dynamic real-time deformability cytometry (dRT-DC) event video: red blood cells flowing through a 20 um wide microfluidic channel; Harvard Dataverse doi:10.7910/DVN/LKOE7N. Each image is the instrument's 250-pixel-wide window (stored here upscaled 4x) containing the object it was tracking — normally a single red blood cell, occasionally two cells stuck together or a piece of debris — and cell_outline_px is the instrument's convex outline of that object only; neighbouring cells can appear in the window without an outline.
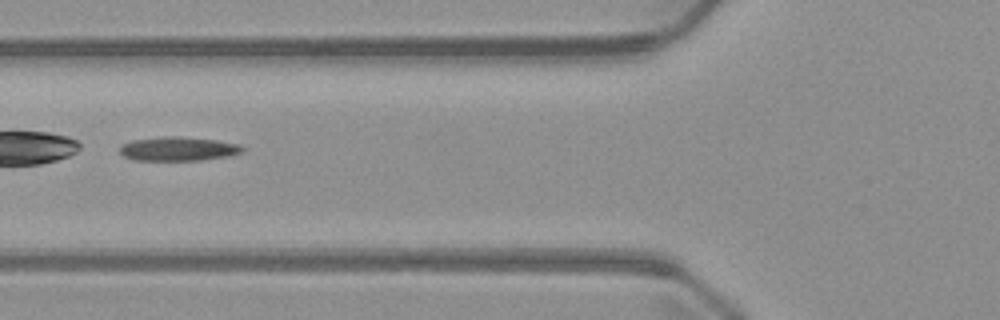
{"species": "common noctule bat (a hibernating species)", "species_latin": "Nyctalus noctula", "temperature_condition": "warm", "stored_images_in_passage": 3, "camera_frame_rate_fps": 3000, "um_per_image_px": 0.085, "animal": {"sex": "male", "body_mass_g": 23.1, "forearm_length_mm": 52.7}, "frame": {"image": 1, "passage_image": 3, "time_ms": 3.333, "image_size_px": [1000, 320], "cell_outline_px": [[244, 148], [240, 152], [232, 156], [200, 160], [132, 160], [124, 156], [120, 152], [120, 144], [132, 140], [164, 136], [180, 136], [216, 140], [240, 144]], "centroid_in_image_um": [15.14, 12.65], "position_along_channel_um": 110.7, "area_um2": 17.28}}